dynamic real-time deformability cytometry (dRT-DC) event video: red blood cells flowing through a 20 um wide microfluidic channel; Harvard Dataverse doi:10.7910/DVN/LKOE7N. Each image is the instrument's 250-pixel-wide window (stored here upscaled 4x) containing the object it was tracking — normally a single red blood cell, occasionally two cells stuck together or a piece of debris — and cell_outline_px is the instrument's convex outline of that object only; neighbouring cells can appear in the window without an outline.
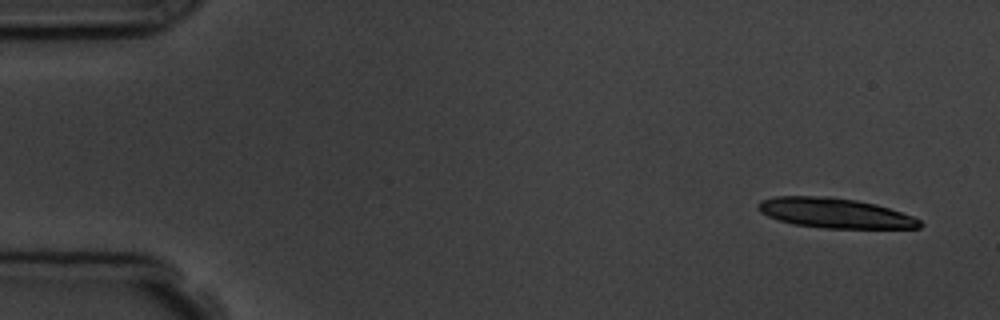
{"species": "common noctule bat (a hibernating species)", "species_latin": "Nyctalus noctula", "temperature_condition": "room temperature", "stored_images_in_passage": 9, "camera_frame_rate_fps": 3000, "um_per_image_px": 0.085, "animal": {"sex": "male", "body_mass_g": 19.5, "forearm_length_mm": 54.6}, "frame": {"image": 1, "passage_image": 1, "time_ms": 0.0, "image_size_px": [1000, 320], "cell_outline_px": [[924, 224], [920, 228], [824, 228], [792, 224], [768, 216], [760, 212], [756, 208], [756, 204], [760, 200], [772, 196], [832, 196], [856, 200], [876, 204], [912, 216], [920, 220]], "centroid_in_image_um": [70.92, 18.1], "position_along_channel_um": 14.1, "area_um2": 28.38}}